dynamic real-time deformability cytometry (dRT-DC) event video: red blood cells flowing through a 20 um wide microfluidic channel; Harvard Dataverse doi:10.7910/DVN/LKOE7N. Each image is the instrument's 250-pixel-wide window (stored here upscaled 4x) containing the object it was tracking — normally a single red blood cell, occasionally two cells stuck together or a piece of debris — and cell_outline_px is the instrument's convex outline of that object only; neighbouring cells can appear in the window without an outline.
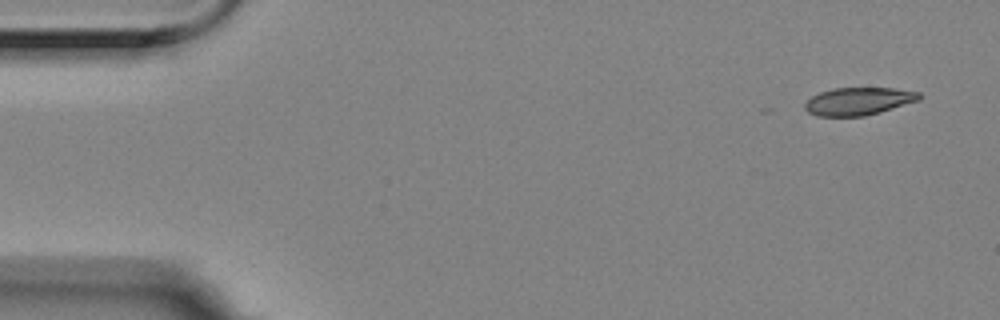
{"species": "Egyptian fruit bat (a non-hibernating species)", "species_latin": "Rousettus aegyptiacus", "temperature_condition": "room temperature", "stored_images_in_passage": 5, "camera_frame_rate_fps": 3000, "um_per_image_px": 0.085, "animal": {"sex": "female"}, "frame": {"image": 1, "passage_image": 1, "time_ms": 0.0, "image_size_px": [1000, 320], "cell_outline_px": [[924, 96], [920, 100], [880, 112], [864, 116], [816, 116], [808, 112], [804, 108], [804, 104], [812, 96], [820, 92], [836, 88], [892, 88], [920, 92]], "centroid_in_image_um": [73.0, 8.61], "position_along_channel_um": 12.0, "area_um2": 18.5}}
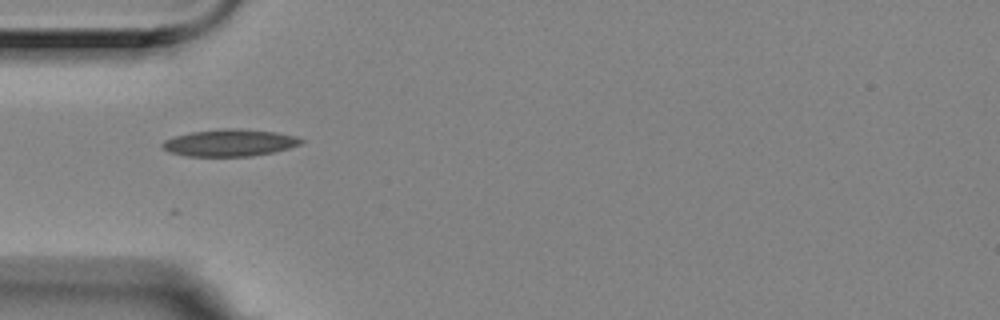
{"frame": {"image": 2, "passage_image": 5, "time_ms": 1.333, "image_size_px": [1000, 320], "cell_outline_px": [[304, 140], [300, 144], [288, 148], [272, 152], [252, 156], [188, 156], [168, 152], [160, 144], [164, 140], [176, 136], [192, 132], [224, 128], [240, 128], [276, 132], [296, 136]], "centroid_in_image_um": [19.52, 12.13], "position_along_channel_um": 65.5, "area_um2": 21.73}}